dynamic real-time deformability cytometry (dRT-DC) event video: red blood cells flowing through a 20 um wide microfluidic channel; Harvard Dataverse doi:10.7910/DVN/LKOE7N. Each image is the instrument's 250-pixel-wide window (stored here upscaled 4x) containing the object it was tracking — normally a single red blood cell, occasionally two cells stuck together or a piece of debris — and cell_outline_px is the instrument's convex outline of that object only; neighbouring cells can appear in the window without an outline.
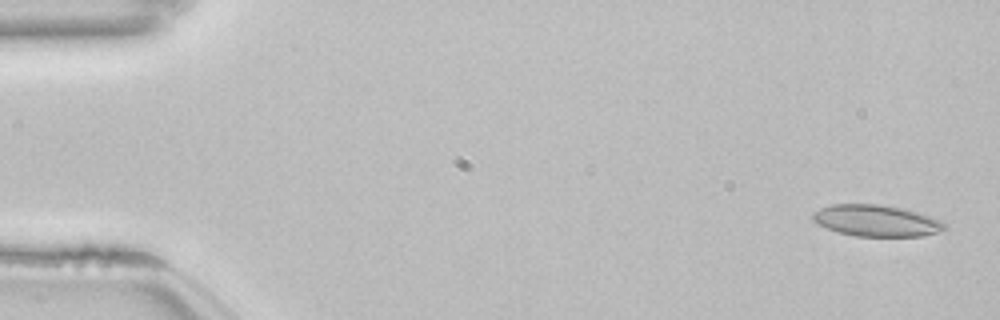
{"species": "common noctule bat (a hibernating species)", "species_latin": "Nyctalus noctula", "temperature_condition": "room temperature", "stored_images_in_passage": 53, "camera_frame_rate_fps": 3000, "um_per_image_px": 0.085, "animal": {"sex": "female", "body_mass_g": 22.7, "forearm_length_mm": 54.2}, "frame": {"image": 1, "passage_image": 2, "time_ms": 0.333, "image_size_px": [1000, 320], "cell_outline_px": [[948, 228], [924, 236], [856, 236], [840, 232], [828, 228], [812, 220], [812, 212], [820, 208], [832, 204], [880, 204], [900, 208], [916, 212], [940, 220]], "centroid_in_image_um": [74.47, 18.75], "position_along_channel_um": 10.5, "area_um2": 23.87}}
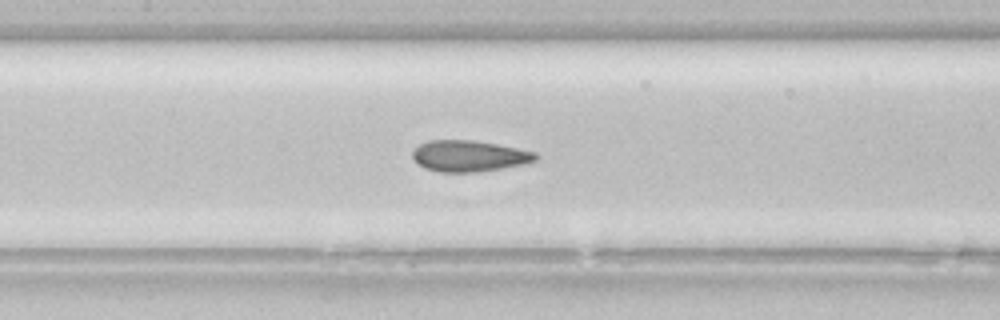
{"frame": {"image": 2, "passage_image": 25, "time_ms": 8.0, "image_size_px": [1000, 320], "cell_outline_px": [[536, 160], [524, 164], [480, 172], [440, 172], [424, 168], [416, 164], [412, 156], [412, 152], [420, 144], [428, 140], [472, 140], [496, 144], [536, 152]], "centroid_in_image_um": [39.83, 13.27], "position_along_channel_um": 167.6, "area_um2": 22.37}}
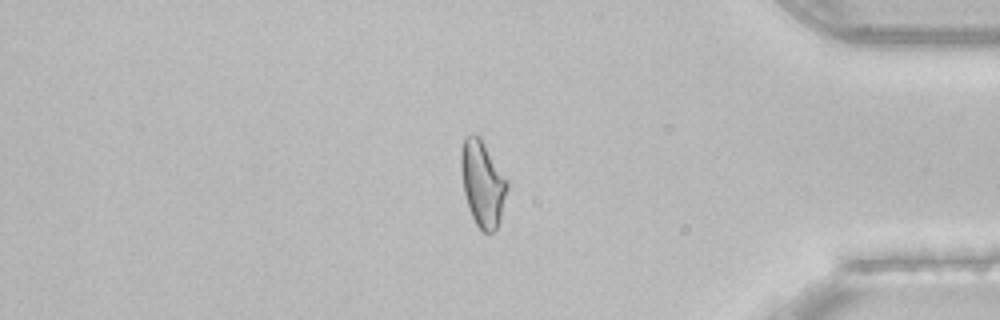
{"frame": {"image": 3, "passage_image": 45, "time_ms": 14.667, "image_size_px": [1000, 320], "cell_outline_px": [[508, 188], [500, 220], [496, 228], [492, 232], [484, 232], [476, 224], [468, 208], [464, 192], [460, 168], [460, 152], [464, 136], [472, 132], [480, 136], [508, 180]], "centroid_in_image_um": [41.0, 15.54], "position_along_channel_um": 394.2, "area_um2": 23.35}, "authors_computed_cell_mechanics": {"area_um2": 23.6402, "velocity_mm_per_s": 3.8436, "shape_relaxation_time_tau1_ms": null, "shape_relaxation_time_tau2_ms": 1.737, "deformation_change_tau1": null, "deformation_change_tau2": 0.0866}}